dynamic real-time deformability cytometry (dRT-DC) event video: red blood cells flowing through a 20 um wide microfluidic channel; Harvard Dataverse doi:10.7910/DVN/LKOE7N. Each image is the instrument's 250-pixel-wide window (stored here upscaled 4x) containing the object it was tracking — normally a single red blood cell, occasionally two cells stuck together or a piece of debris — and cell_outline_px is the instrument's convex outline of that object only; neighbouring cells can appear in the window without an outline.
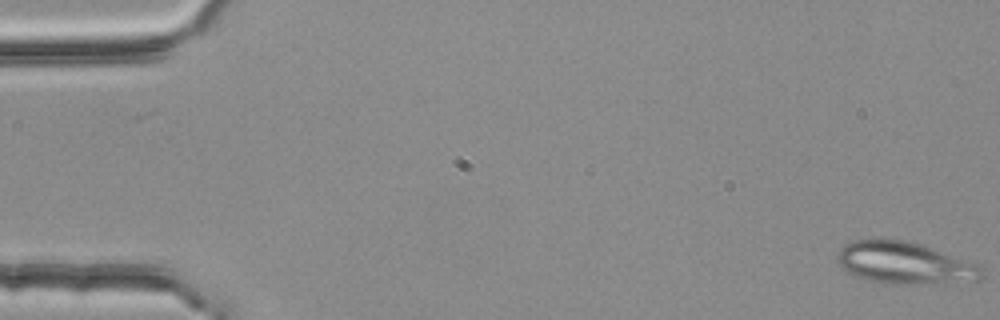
{"species": "common noctule bat (a hibernating species)", "species_latin": "Nyctalus noctula", "temperature_condition": "room temperature", "stored_images_in_passage": 4, "camera_frame_rate_fps": 3000, "um_per_image_px": 0.085, "animal": {"sex": "female", "body_mass_g": 25.1}, "frame": {"image": 1, "passage_image": 1, "time_ms": 0.0, "image_size_px": [1000, 320], "cell_outline_px": [[984, 276], [980, 280], [936, 284], [884, 284], [868, 280], [856, 276], [840, 268], [836, 260], [836, 252], [844, 244], [852, 240], [908, 240], [980, 264], [984, 268]], "centroid_in_image_um": [76.91, 22.38], "position_along_channel_um": 8.1, "area_um2": 35.95}}